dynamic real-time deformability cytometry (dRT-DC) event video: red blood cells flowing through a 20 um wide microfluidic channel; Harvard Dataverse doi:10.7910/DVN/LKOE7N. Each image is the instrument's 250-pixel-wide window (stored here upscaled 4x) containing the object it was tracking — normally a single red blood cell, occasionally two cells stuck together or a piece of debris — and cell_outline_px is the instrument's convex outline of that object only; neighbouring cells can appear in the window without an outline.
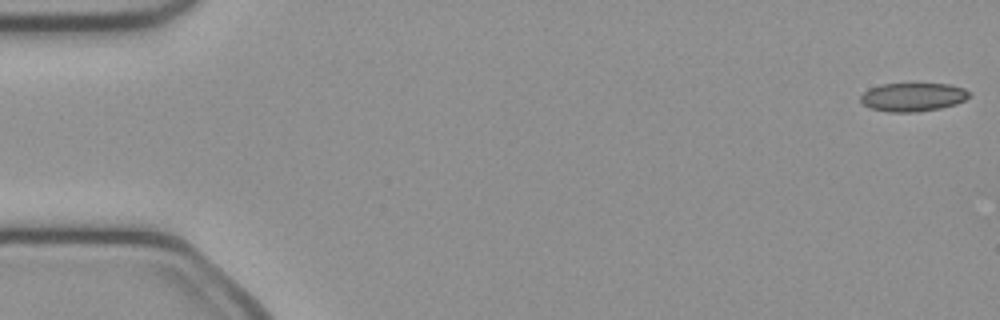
{"species": "common noctule bat (a hibernating species)", "species_latin": "Nyctalus noctula", "temperature_condition": "cold", "stored_images_in_passage": 10, "camera_frame_rate_fps": 3000, "um_per_image_px": 0.085, "animal": {"sex": "female", "body_mass_g": 21.9}, "frame": {"image": 1, "passage_image": 1, "time_ms": 0.0, "image_size_px": [1000, 320], "cell_outline_px": [[972, 96], [956, 104], [940, 108], [916, 112], [888, 112], [872, 108], [864, 104], [860, 100], [860, 96], [868, 88], [880, 84], [948, 84], [964, 88], [972, 92]], "centroid_in_image_um": [77.62, 8.24], "position_along_channel_um": 7.4, "area_um2": 18.15}}